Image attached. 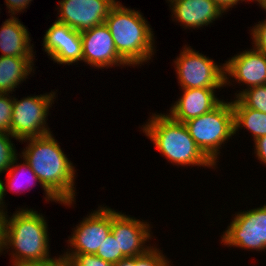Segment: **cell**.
<instances>
[{
  "label": "cell",
  "mask_w": 266,
  "mask_h": 266,
  "mask_svg": "<svg viewBox=\"0 0 266 266\" xmlns=\"http://www.w3.org/2000/svg\"><path fill=\"white\" fill-rule=\"evenodd\" d=\"M53 135L50 133L19 141L27 142L19 154L29 164L42 185L61 205L71 207L76 202L77 171Z\"/></svg>",
  "instance_id": "6da1fadb"
},
{
  "label": "cell",
  "mask_w": 266,
  "mask_h": 266,
  "mask_svg": "<svg viewBox=\"0 0 266 266\" xmlns=\"http://www.w3.org/2000/svg\"><path fill=\"white\" fill-rule=\"evenodd\" d=\"M18 209V210H17ZM11 217L4 216L3 249L11 253L12 266L47 264L58 256H50L48 224L33 208H17ZM10 248V249H9Z\"/></svg>",
  "instance_id": "7a4b0ae2"
},
{
  "label": "cell",
  "mask_w": 266,
  "mask_h": 266,
  "mask_svg": "<svg viewBox=\"0 0 266 266\" xmlns=\"http://www.w3.org/2000/svg\"><path fill=\"white\" fill-rule=\"evenodd\" d=\"M105 24L112 34L118 54L130 66L148 63L156 52L155 34L143 14L126 8L118 1L110 10Z\"/></svg>",
  "instance_id": "3957f363"
},
{
  "label": "cell",
  "mask_w": 266,
  "mask_h": 266,
  "mask_svg": "<svg viewBox=\"0 0 266 266\" xmlns=\"http://www.w3.org/2000/svg\"><path fill=\"white\" fill-rule=\"evenodd\" d=\"M140 129L171 164L216 169L196 145L185 124L173 120L167 113H152Z\"/></svg>",
  "instance_id": "277c9868"
},
{
  "label": "cell",
  "mask_w": 266,
  "mask_h": 266,
  "mask_svg": "<svg viewBox=\"0 0 266 266\" xmlns=\"http://www.w3.org/2000/svg\"><path fill=\"white\" fill-rule=\"evenodd\" d=\"M189 134L204 155L217 166L222 146L234 135L232 101H222L201 116L184 122Z\"/></svg>",
  "instance_id": "5b68a950"
},
{
  "label": "cell",
  "mask_w": 266,
  "mask_h": 266,
  "mask_svg": "<svg viewBox=\"0 0 266 266\" xmlns=\"http://www.w3.org/2000/svg\"><path fill=\"white\" fill-rule=\"evenodd\" d=\"M173 63L181 89L225 87L224 63L217 64L191 46H183Z\"/></svg>",
  "instance_id": "8992f818"
},
{
  "label": "cell",
  "mask_w": 266,
  "mask_h": 266,
  "mask_svg": "<svg viewBox=\"0 0 266 266\" xmlns=\"http://www.w3.org/2000/svg\"><path fill=\"white\" fill-rule=\"evenodd\" d=\"M56 91L49 93L13 97V111L10 134L21 141L30 137H42L52 133L48 127L49 109L56 100Z\"/></svg>",
  "instance_id": "52a82bcc"
},
{
  "label": "cell",
  "mask_w": 266,
  "mask_h": 266,
  "mask_svg": "<svg viewBox=\"0 0 266 266\" xmlns=\"http://www.w3.org/2000/svg\"><path fill=\"white\" fill-rule=\"evenodd\" d=\"M235 214L229 226L223 231L220 244L241 250L265 252L266 203L247 211L240 210Z\"/></svg>",
  "instance_id": "ba28073f"
},
{
  "label": "cell",
  "mask_w": 266,
  "mask_h": 266,
  "mask_svg": "<svg viewBox=\"0 0 266 266\" xmlns=\"http://www.w3.org/2000/svg\"><path fill=\"white\" fill-rule=\"evenodd\" d=\"M111 224L112 208L98 206L73 228L71 236L66 240L69 249L62 254H96L110 233Z\"/></svg>",
  "instance_id": "9c48e42d"
},
{
  "label": "cell",
  "mask_w": 266,
  "mask_h": 266,
  "mask_svg": "<svg viewBox=\"0 0 266 266\" xmlns=\"http://www.w3.org/2000/svg\"><path fill=\"white\" fill-rule=\"evenodd\" d=\"M116 211L112 209L111 232L117 240L118 252H122L125 258L136 257L152 248L150 243L147 244L154 237L151 224Z\"/></svg>",
  "instance_id": "30bf717a"
},
{
  "label": "cell",
  "mask_w": 266,
  "mask_h": 266,
  "mask_svg": "<svg viewBox=\"0 0 266 266\" xmlns=\"http://www.w3.org/2000/svg\"><path fill=\"white\" fill-rule=\"evenodd\" d=\"M118 0H60L57 4V21L78 32L105 23L110 10Z\"/></svg>",
  "instance_id": "8fae6325"
},
{
  "label": "cell",
  "mask_w": 266,
  "mask_h": 266,
  "mask_svg": "<svg viewBox=\"0 0 266 266\" xmlns=\"http://www.w3.org/2000/svg\"><path fill=\"white\" fill-rule=\"evenodd\" d=\"M224 69L225 87L233 85L232 81L247 87L237 90L234 98H238L246 89L266 84V55L253 46L226 60Z\"/></svg>",
  "instance_id": "7c38bea8"
},
{
  "label": "cell",
  "mask_w": 266,
  "mask_h": 266,
  "mask_svg": "<svg viewBox=\"0 0 266 266\" xmlns=\"http://www.w3.org/2000/svg\"><path fill=\"white\" fill-rule=\"evenodd\" d=\"M83 62L95 69L130 65L118 54L112 34L105 23L81 32Z\"/></svg>",
  "instance_id": "4fadbf2b"
},
{
  "label": "cell",
  "mask_w": 266,
  "mask_h": 266,
  "mask_svg": "<svg viewBox=\"0 0 266 266\" xmlns=\"http://www.w3.org/2000/svg\"><path fill=\"white\" fill-rule=\"evenodd\" d=\"M44 52L54 63L78 65L83 62L81 32L55 20L43 36Z\"/></svg>",
  "instance_id": "5bb4252c"
},
{
  "label": "cell",
  "mask_w": 266,
  "mask_h": 266,
  "mask_svg": "<svg viewBox=\"0 0 266 266\" xmlns=\"http://www.w3.org/2000/svg\"><path fill=\"white\" fill-rule=\"evenodd\" d=\"M172 20L180 23L184 29H200L211 25L224 15L220 7L212 0H173L169 2Z\"/></svg>",
  "instance_id": "9a60e30c"
},
{
  "label": "cell",
  "mask_w": 266,
  "mask_h": 266,
  "mask_svg": "<svg viewBox=\"0 0 266 266\" xmlns=\"http://www.w3.org/2000/svg\"><path fill=\"white\" fill-rule=\"evenodd\" d=\"M219 88L182 89V95L167 113L173 120L184 123L217 107L224 99L215 94Z\"/></svg>",
  "instance_id": "2e32d148"
},
{
  "label": "cell",
  "mask_w": 266,
  "mask_h": 266,
  "mask_svg": "<svg viewBox=\"0 0 266 266\" xmlns=\"http://www.w3.org/2000/svg\"><path fill=\"white\" fill-rule=\"evenodd\" d=\"M2 26V27H1ZM0 26V56L35 57L28 27L18 17L10 16ZM35 53V54H34Z\"/></svg>",
  "instance_id": "e0dca14e"
},
{
  "label": "cell",
  "mask_w": 266,
  "mask_h": 266,
  "mask_svg": "<svg viewBox=\"0 0 266 266\" xmlns=\"http://www.w3.org/2000/svg\"><path fill=\"white\" fill-rule=\"evenodd\" d=\"M19 157L23 160L22 163L18 164ZM18 158H16L12 164V166L7 170L6 172V184L2 181L0 177V199L2 204L6 206L5 195L8 191L15 192V194L23 193L25 190H30L31 185H37L36 183L40 184V186L44 189L45 193V200L47 202H56L61 204L41 183L37 175L34 173V171L31 169L29 164L19 155ZM24 178V179H23ZM27 182V183H26ZM8 188V189H7Z\"/></svg>",
  "instance_id": "ac0fdd59"
},
{
  "label": "cell",
  "mask_w": 266,
  "mask_h": 266,
  "mask_svg": "<svg viewBox=\"0 0 266 266\" xmlns=\"http://www.w3.org/2000/svg\"><path fill=\"white\" fill-rule=\"evenodd\" d=\"M34 60L35 57L0 56V93L13 94L34 73Z\"/></svg>",
  "instance_id": "d6986e66"
},
{
  "label": "cell",
  "mask_w": 266,
  "mask_h": 266,
  "mask_svg": "<svg viewBox=\"0 0 266 266\" xmlns=\"http://www.w3.org/2000/svg\"><path fill=\"white\" fill-rule=\"evenodd\" d=\"M234 99H231L234 112V135L242 128L252 133L253 141L266 135V113L247 108L238 98Z\"/></svg>",
  "instance_id": "ffe728a7"
},
{
  "label": "cell",
  "mask_w": 266,
  "mask_h": 266,
  "mask_svg": "<svg viewBox=\"0 0 266 266\" xmlns=\"http://www.w3.org/2000/svg\"><path fill=\"white\" fill-rule=\"evenodd\" d=\"M18 140L10 133L0 132V176L6 173L18 157V151L11 139ZM14 144V145H13Z\"/></svg>",
  "instance_id": "44dd1931"
},
{
  "label": "cell",
  "mask_w": 266,
  "mask_h": 266,
  "mask_svg": "<svg viewBox=\"0 0 266 266\" xmlns=\"http://www.w3.org/2000/svg\"><path fill=\"white\" fill-rule=\"evenodd\" d=\"M238 99L247 108L266 113V84L246 89Z\"/></svg>",
  "instance_id": "7402d4cb"
},
{
  "label": "cell",
  "mask_w": 266,
  "mask_h": 266,
  "mask_svg": "<svg viewBox=\"0 0 266 266\" xmlns=\"http://www.w3.org/2000/svg\"><path fill=\"white\" fill-rule=\"evenodd\" d=\"M96 256L102 258L104 261L116 264L125 258L122 252H118V244L113 233L110 231L105 241L99 246Z\"/></svg>",
  "instance_id": "603a6c76"
},
{
  "label": "cell",
  "mask_w": 266,
  "mask_h": 266,
  "mask_svg": "<svg viewBox=\"0 0 266 266\" xmlns=\"http://www.w3.org/2000/svg\"><path fill=\"white\" fill-rule=\"evenodd\" d=\"M153 245L146 253L136 256V266H171V261L162 250Z\"/></svg>",
  "instance_id": "cb8c5ba5"
},
{
  "label": "cell",
  "mask_w": 266,
  "mask_h": 266,
  "mask_svg": "<svg viewBox=\"0 0 266 266\" xmlns=\"http://www.w3.org/2000/svg\"><path fill=\"white\" fill-rule=\"evenodd\" d=\"M60 256L72 266H114L113 263L104 261L95 254H61Z\"/></svg>",
  "instance_id": "d4e9b609"
},
{
  "label": "cell",
  "mask_w": 266,
  "mask_h": 266,
  "mask_svg": "<svg viewBox=\"0 0 266 266\" xmlns=\"http://www.w3.org/2000/svg\"><path fill=\"white\" fill-rule=\"evenodd\" d=\"M13 111V96L0 93V132L10 133Z\"/></svg>",
  "instance_id": "484cf974"
},
{
  "label": "cell",
  "mask_w": 266,
  "mask_h": 266,
  "mask_svg": "<svg viewBox=\"0 0 266 266\" xmlns=\"http://www.w3.org/2000/svg\"><path fill=\"white\" fill-rule=\"evenodd\" d=\"M253 27V28H252ZM251 27L252 46L266 55V19Z\"/></svg>",
  "instance_id": "4316f807"
},
{
  "label": "cell",
  "mask_w": 266,
  "mask_h": 266,
  "mask_svg": "<svg viewBox=\"0 0 266 266\" xmlns=\"http://www.w3.org/2000/svg\"><path fill=\"white\" fill-rule=\"evenodd\" d=\"M33 0H5L6 8L8 9V14L15 17L17 13L24 12V9L29 7V4Z\"/></svg>",
  "instance_id": "83f0119b"
},
{
  "label": "cell",
  "mask_w": 266,
  "mask_h": 266,
  "mask_svg": "<svg viewBox=\"0 0 266 266\" xmlns=\"http://www.w3.org/2000/svg\"><path fill=\"white\" fill-rule=\"evenodd\" d=\"M253 144L255 157L266 166V135L257 138Z\"/></svg>",
  "instance_id": "f1b7e54d"
},
{
  "label": "cell",
  "mask_w": 266,
  "mask_h": 266,
  "mask_svg": "<svg viewBox=\"0 0 266 266\" xmlns=\"http://www.w3.org/2000/svg\"><path fill=\"white\" fill-rule=\"evenodd\" d=\"M212 1H214L224 13L228 12L230 8L232 9L236 5L240 4V1L241 3L243 1L244 2H249V1L255 2V0H212Z\"/></svg>",
  "instance_id": "f546056e"
},
{
  "label": "cell",
  "mask_w": 266,
  "mask_h": 266,
  "mask_svg": "<svg viewBox=\"0 0 266 266\" xmlns=\"http://www.w3.org/2000/svg\"><path fill=\"white\" fill-rule=\"evenodd\" d=\"M114 266H136V257H127L120 260Z\"/></svg>",
  "instance_id": "4dcf8cb0"
},
{
  "label": "cell",
  "mask_w": 266,
  "mask_h": 266,
  "mask_svg": "<svg viewBox=\"0 0 266 266\" xmlns=\"http://www.w3.org/2000/svg\"><path fill=\"white\" fill-rule=\"evenodd\" d=\"M59 257L55 259L53 262L47 264H36V265H25V266H65V260L58 255Z\"/></svg>",
  "instance_id": "1f68e13d"
},
{
  "label": "cell",
  "mask_w": 266,
  "mask_h": 266,
  "mask_svg": "<svg viewBox=\"0 0 266 266\" xmlns=\"http://www.w3.org/2000/svg\"><path fill=\"white\" fill-rule=\"evenodd\" d=\"M3 239H4V216H0V255L5 254L3 249Z\"/></svg>",
  "instance_id": "d6a6232c"
},
{
  "label": "cell",
  "mask_w": 266,
  "mask_h": 266,
  "mask_svg": "<svg viewBox=\"0 0 266 266\" xmlns=\"http://www.w3.org/2000/svg\"><path fill=\"white\" fill-rule=\"evenodd\" d=\"M258 3L260 8L266 12V0H255V3Z\"/></svg>",
  "instance_id": "836d02e7"
},
{
  "label": "cell",
  "mask_w": 266,
  "mask_h": 266,
  "mask_svg": "<svg viewBox=\"0 0 266 266\" xmlns=\"http://www.w3.org/2000/svg\"><path fill=\"white\" fill-rule=\"evenodd\" d=\"M5 210H7V209H6V207L2 204L1 199H0V216H5V214H6V211H5Z\"/></svg>",
  "instance_id": "e575fe53"
},
{
  "label": "cell",
  "mask_w": 266,
  "mask_h": 266,
  "mask_svg": "<svg viewBox=\"0 0 266 266\" xmlns=\"http://www.w3.org/2000/svg\"><path fill=\"white\" fill-rule=\"evenodd\" d=\"M65 266H72L68 261H65Z\"/></svg>",
  "instance_id": "d590c367"
}]
</instances>
